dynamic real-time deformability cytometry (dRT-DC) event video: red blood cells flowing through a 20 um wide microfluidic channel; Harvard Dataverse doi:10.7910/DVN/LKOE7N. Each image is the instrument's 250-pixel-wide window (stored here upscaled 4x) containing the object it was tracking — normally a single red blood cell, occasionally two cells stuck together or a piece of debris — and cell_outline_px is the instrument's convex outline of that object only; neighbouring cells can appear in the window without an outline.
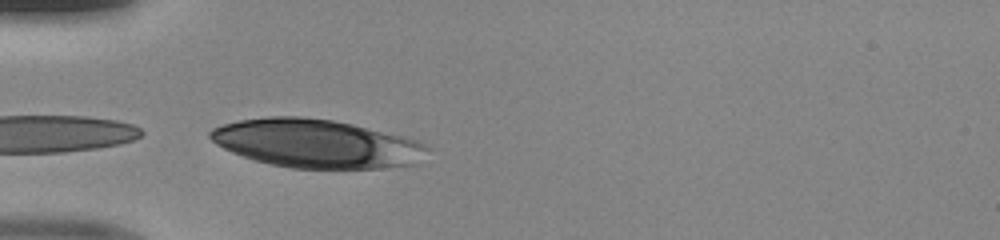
{"species": "human", "species_latin": "Homo sapiens", "temperature_condition": "room temperature", "stored_images_in_passage": 28, "camera_frame_rate_fps": 3000, "um_per_image_px": 0.085, "donor": {"sex": "male"}, "frame": {"image": 1, "passage_image": 1, "time_ms": 0.0, "image_size_px": [1000, 240], "cell_outline_px": [[432, 148], [420, 164], [380, 168], [292, 168], [272, 164], [256, 160], [232, 152], [216, 144], [208, 136], [208, 132], [212, 128], [220, 124], [240, 120], [268, 116], [300, 116], [332, 120], [352, 124], [404, 136], [428, 144]], "centroid_in_image_um": [26.95, 12.2], "position_along_channel_um": 58.1, "area_um2": 61.67}}
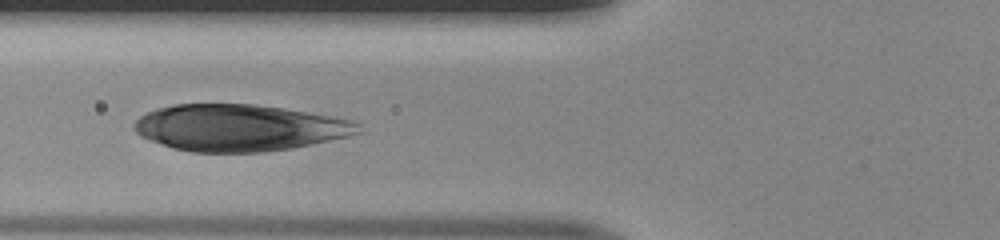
{"frame": {"image": 2, "passage_image": 5, "time_ms": 1.333, "image_size_px": [1000, 240], "cell_outline_px": [[364, 132], [348, 136], [292, 148], [264, 152], [192, 152], [172, 148], [140, 136], [132, 128], [132, 124], [140, 116], [156, 108], [172, 104], [256, 104], [284, 108], [332, 116], [352, 120], [360, 124]], "centroid_in_image_um": [20.33, 10.85], "position_along_channel_um": 105.5, "area_um2": 61.15}}
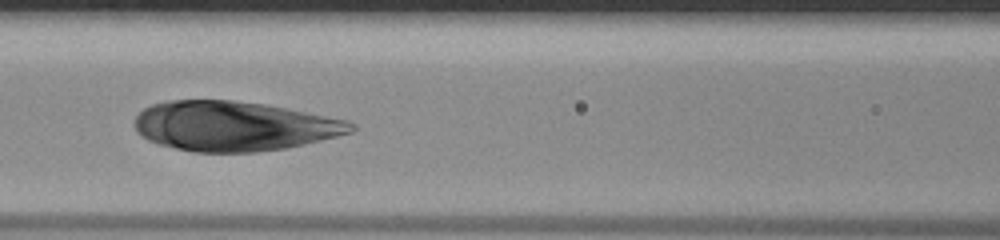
{"frame": {"image": 3, "passage_image": 8, "time_ms": 2.333, "image_size_px": [1000, 240], "cell_outline_px": [[356, 128], [352, 132], [304, 144], [284, 148], [256, 152], [196, 152], [176, 148], [160, 144], [148, 140], [140, 136], [136, 132], [136, 116], [144, 108], [152, 104], [168, 100], [232, 100], [264, 104], [348, 120], [356, 124]], "centroid_in_image_um": [19.87, 10.71], "position_along_channel_um": 146.7, "area_um2": 62.42}}